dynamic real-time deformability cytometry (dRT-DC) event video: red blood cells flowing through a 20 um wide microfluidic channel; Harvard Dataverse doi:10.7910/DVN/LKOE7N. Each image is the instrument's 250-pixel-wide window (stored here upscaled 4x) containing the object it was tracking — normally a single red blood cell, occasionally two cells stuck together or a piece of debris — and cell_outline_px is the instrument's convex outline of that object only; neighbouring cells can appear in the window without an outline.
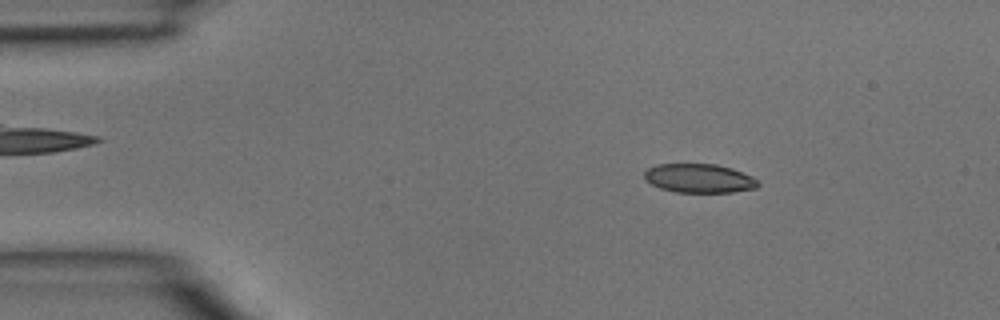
{"species": "common noctule bat (a hibernating species)", "species_latin": "Nyctalus noctula", "temperature_condition": "room temperature", "stored_images_in_passage": 3, "camera_frame_rate_fps": 3000, "um_per_image_px": 0.085, "animal": {"sex": "male", "body_mass_g": 15.6}, "frame": {"image": 1, "passage_image": 1, "time_ms": 0.0, "image_size_px": [1000, 320], "cell_outline_px": [[760, 184], [756, 188], [732, 192], [676, 192], [660, 188], [644, 180], [644, 172], [648, 168], [656, 164], [716, 164], [732, 168], [752, 176]], "centroid_in_image_um": [59.41, 15.15], "position_along_channel_um": 25.6, "area_um2": 19.19}}
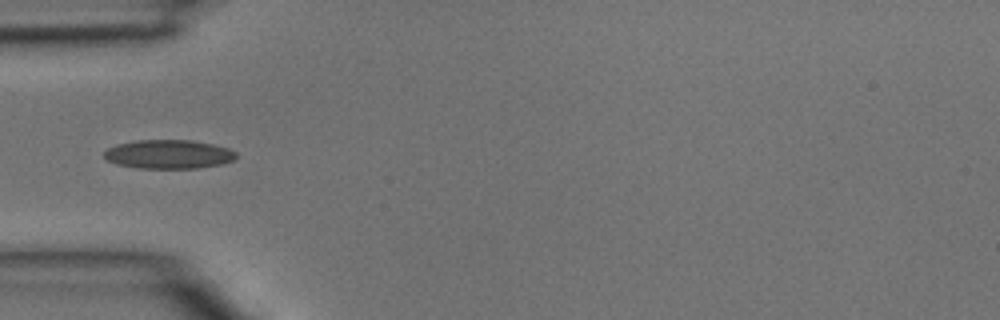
{"frame": {"image": 2, "passage_image": 3, "time_ms": 0.667, "image_size_px": [1000, 320], "cell_outline_px": [[236, 156], [232, 160], [220, 164], [196, 168], [136, 168], [116, 164], [108, 160], [104, 156], [104, 152], [108, 148], [116, 144], [136, 140], [192, 140], [212, 144], [228, 148], [236, 152]], "centroid_in_image_um": [14.3, 13.1], "position_along_channel_um": 70.7, "area_um2": 22.14}}